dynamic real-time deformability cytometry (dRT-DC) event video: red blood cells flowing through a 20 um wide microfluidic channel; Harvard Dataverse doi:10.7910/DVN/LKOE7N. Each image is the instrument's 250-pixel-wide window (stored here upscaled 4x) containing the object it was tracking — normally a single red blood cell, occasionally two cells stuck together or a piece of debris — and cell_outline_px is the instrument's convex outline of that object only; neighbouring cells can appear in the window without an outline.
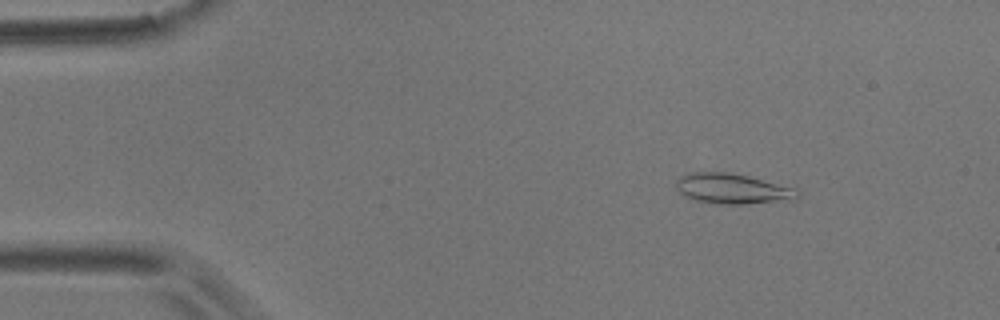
{"species": "common noctule bat (a hibernating species)", "species_latin": "Nyctalus noctula", "temperature_condition": "room temperature", "stored_images_in_passage": 5, "camera_frame_rate_fps": 3000, "um_per_image_px": 0.085, "animal": {"sex": "male", "body_mass_g": 17.9}, "frame": {"image": 1, "passage_image": 3, "time_ms": 0.667, "image_size_px": [1000, 320], "cell_outline_px": [[800, 196], [796, 200], [744, 204], [720, 204], [696, 200], [684, 196], [676, 188], [676, 180], [680, 176], [688, 172], [728, 172], [748, 176], [796, 188], [800, 192]], "centroid_in_image_um": [62.28, 16.04], "position_along_channel_um": 22.7, "area_um2": 21.62}}